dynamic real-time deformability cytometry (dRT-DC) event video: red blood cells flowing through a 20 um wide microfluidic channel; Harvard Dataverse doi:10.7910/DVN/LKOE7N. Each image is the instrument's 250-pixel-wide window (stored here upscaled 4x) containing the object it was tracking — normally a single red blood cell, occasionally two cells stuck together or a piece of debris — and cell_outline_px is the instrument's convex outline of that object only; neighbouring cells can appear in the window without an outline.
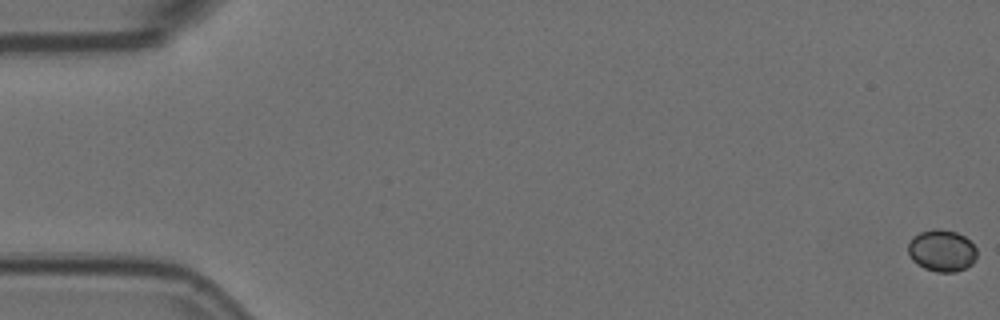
{"species": "Egyptian fruit bat (a non-hibernating species)", "species_latin": "Rousettus aegyptiacus", "temperature_condition": "room temperature", "stored_images_in_passage": 40, "camera_frame_rate_fps": 3000, "um_per_image_px": 0.085, "animal": {"sex": "female"}, "frame": {"image": 1, "passage_image": 1, "time_ms": 0.0, "image_size_px": [1000, 320], "cell_outline_px": [[976, 260], [972, 264], [956, 272], [936, 272], [924, 268], [916, 264], [912, 260], [908, 252], [908, 244], [912, 236], [920, 232], [932, 228], [940, 228], [956, 232], [964, 236], [976, 248]], "centroid_in_image_um": [80.03, 21.3], "position_along_channel_um": 5.0, "area_um2": 16.94}}
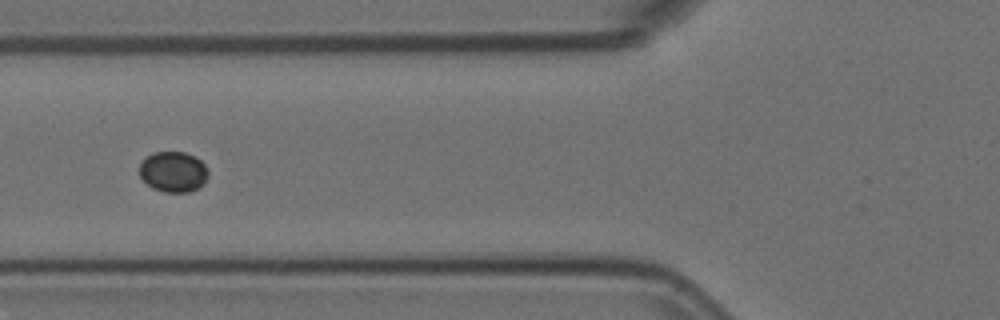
{"frame": {"image": 2, "passage_image": 23, "time_ms": 7.333, "image_size_px": [1000, 320], "cell_outline_px": [[208, 176], [204, 184], [188, 192], [164, 192], [152, 188], [140, 176], [140, 164], [152, 152], [184, 152], [196, 156], [208, 168]], "centroid_in_image_um": [14.75, 14.6], "position_along_channel_um": 111.0, "area_um2": 16.24}}
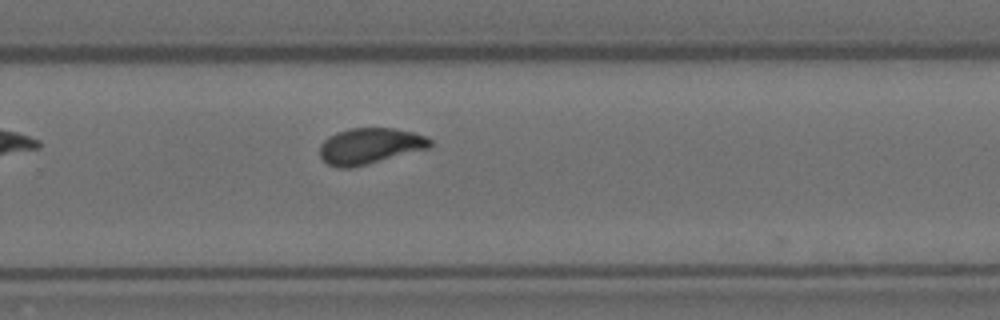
{"frame": {"image": 3, "passage_image": 40, "time_ms": 13.0, "image_size_px": [1000, 320], "cell_outline_px": [[432, 144], [428, 148], [348, 168], [340, 168], [328, 164], [320, 156], [320, 144], [328, 136], [336, 132], [348, 128], [396, 128], [416, 132], [432, 140]], "centroid_in_image_um": [31.42, 12.38], "position_along_channel_um": 298.4, "area_um2": 22.89}}